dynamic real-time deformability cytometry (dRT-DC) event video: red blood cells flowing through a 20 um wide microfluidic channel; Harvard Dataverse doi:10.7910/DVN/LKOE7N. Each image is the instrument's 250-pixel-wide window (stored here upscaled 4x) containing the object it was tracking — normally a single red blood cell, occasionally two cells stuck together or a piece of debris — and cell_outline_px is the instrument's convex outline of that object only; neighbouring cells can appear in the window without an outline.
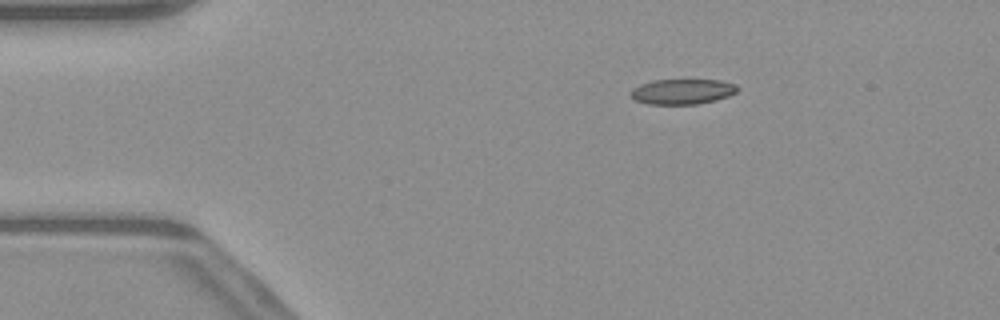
{"species": "common noctule bat (a hibernating species)", "species_latin": "Nyctalus noctula", "temperature_condition": "warm", "stored_images_in_passage": 51, "camera_frame_rate_fps": 3000, "um_per_image_px": 0.085, "animal": {"sex": "male", "body_mass_g": 23.1, "forearm_length_mm": 52.7}, "frame": {"image": 1, "passage_image": 9, "time_ms": 2.667, "image_size_px": [1000, 320], "cell_outline_px": [[740, 88], [736, 92], [728, 96], [716, 100], [696, 104], [648, 104], [636, 100], [628, 96], [628, 92], [632, 88], [640, 84], [652, 80], [720, 80], [736, 84]], "centroid_in_image_um": [57.97, 7.78], "position_along_channel_um": 27.0, "area_um2": 15.9}}
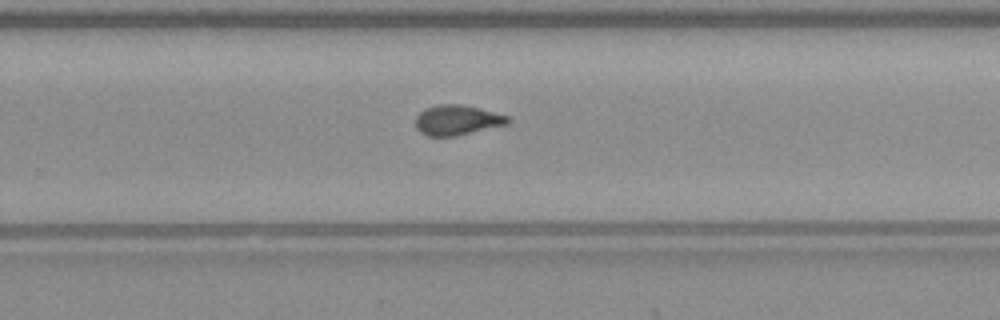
{"frame": {"image": 2, "passage_image": 33, "time_ms": 10.667, "image_size_px": [1000, 320], "cell_outline_px": [[512, 120], [508, 124], [456, 136], [428, 136], [420, 132], [416, 128], [416, 116], [424, 108], [436, 104], [464, 104], [480, 108], [508, 116]], "centroid_in_image_um": [38.86, 10.2], "position_along_channel_um": 290.9, "area_um2": 16.36}}
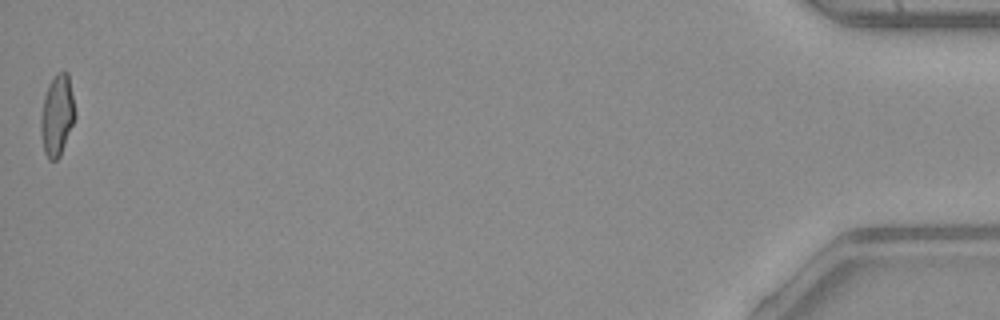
{"frame": {"image": 3, "passage_image": 51, "time_ms": 16.667, "image_size_px": [1000, 320], "cell_outline_px": [[76, 116], [60, 156], [56, 160], [48, 160], [44, 152], [40, 136], [40, 116], [44, 96], [48, 84], [56, 72], [64, 68], [68, 72], [76, 112]], "centroid_in_image_um": [4.84, 9.76], "position_along_channel_um": 430.4, "area_um2": 16.65}, "authors_computed_cell_mechanics": {"area_um2": 16.4152, "velocity_mm_per_s": 4.0732, "shape_relaxation_time_tau1_ms": null, "shape_relaxation_time_tau2_ms": 1.453, "deformation_change_tau1": null, "deformation_change_tau2": 0.0769}}